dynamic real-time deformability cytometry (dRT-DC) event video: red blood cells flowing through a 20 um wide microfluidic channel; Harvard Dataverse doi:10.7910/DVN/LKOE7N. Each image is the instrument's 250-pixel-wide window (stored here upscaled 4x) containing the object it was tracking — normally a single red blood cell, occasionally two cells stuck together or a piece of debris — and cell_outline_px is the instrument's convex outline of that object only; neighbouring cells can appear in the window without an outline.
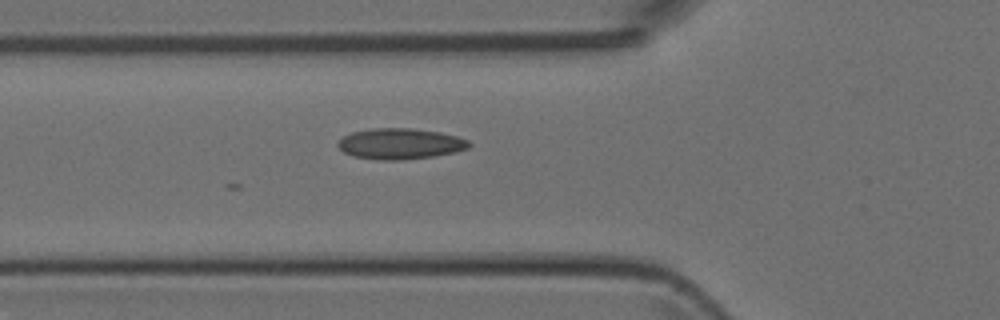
{"species": "Egyptian fruit bat (a non-hibernating species)", "species_latin": "Rousettus aegyptiacus", "temperature_condition": "room temperature", "stored_images_in_passage": 4, "segment_of_instrument_passage": [1, 2], "camera_frame_rate_fps": 3000, "um_per_image_px": 0.085, "animal": {"sex": "female"}, "frame": {"image": 1, "passage_image": 3, "time_ms": 2.0, "image_size_px": [1000, 320], "cell_outline_px": [[472, 144], [468, 148], [452, 152], [432, 156], [400, 160], [380, 160], [352, 156], [344, 152], [336, 144], [344, 136], [352, 132], [372, 128], [412, 128], [440, 132], [456, 136], [468, 140]], "centroid_in_image_um": [34.0, 12.21], "position_along_channel_um": 91.8, "area_um2": 23.41}}